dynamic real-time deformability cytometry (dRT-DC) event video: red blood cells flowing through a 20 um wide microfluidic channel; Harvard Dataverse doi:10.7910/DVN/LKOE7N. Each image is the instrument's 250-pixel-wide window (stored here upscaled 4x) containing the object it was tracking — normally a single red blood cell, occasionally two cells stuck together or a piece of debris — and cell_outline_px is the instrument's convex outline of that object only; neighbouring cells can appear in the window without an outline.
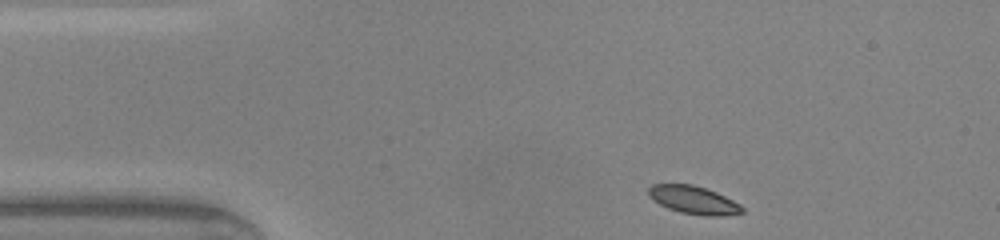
{"species": "common noctule bat (a hibernating species)", "species_latin": "Nyctalus noctula", "temperature_condition": "warm", "stored_images_in_passage": 41, "camera_frame_rate_fps": 3000, "um_per_image_px": 0.085, "animal": {"sex": "male", "body_mass_g": 20.0, "forearm_length_mm": 53.3}, "frame": {"image": 1, "passage_image": 1, "time_ms": 0.0, "image_size_px": [1000, 240], "cell_outline_px": [[744, 212], [724, 216], [704, 216], [680, 212], [668, 208], [660, 204], [648, 196], [648, 188], [652, 184], [692, 184], [716, 192], [740, 204], [744, 208]], "centroid_in_image_um": [58.96, 17.0], "position_along_channel_um": 26.0, "area_um2": 15.26}}
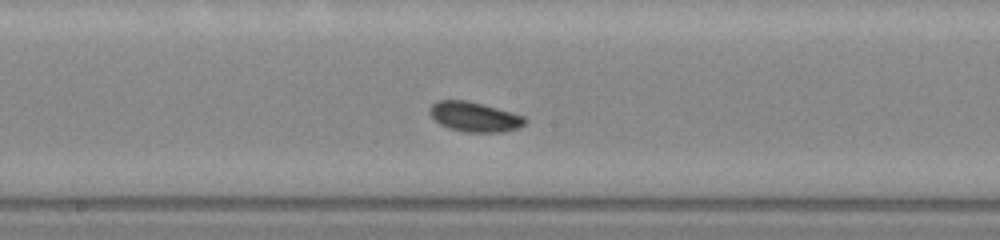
{"frame": {"image": 2, "passage_image": 18, "time_ms": 5.667, "image_size_px": [1000, 240], "cell_outline_px": [[528, 120], [524, 124], [516, 128], [500, 132], [464, 132], [448, 128], [440, 124], [428, 112], [432, 104], [436, 100], [464, 100], [496, 108], [524, 116]], "centroid_in_image_um": [40.3, 9.93], "position_along_channel_um": 207.9, "area_um2": 16.3}}
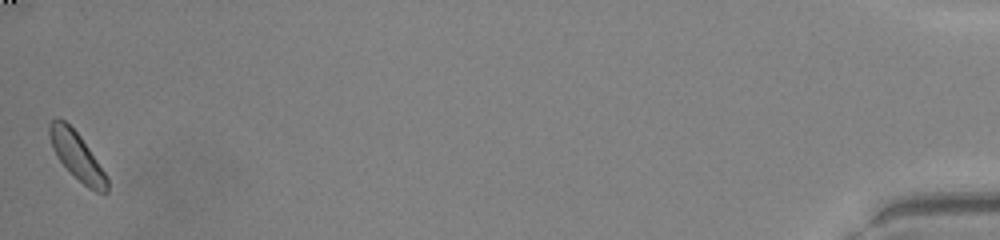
{"frame": {"image": 3, "passage_image": 41, "time_ms": 13.333, "image_size_px": [1000, 240], "cell_outline_px": [[108, 192], [104, 196], [88, 188], [56, 156], [52, 148], [48, 132], [48, 124], [52, 120], [64, 120], [80, 136], [104, 172], [108, 180]], "centroid_in_image_um": [6.55, 13.29], "position_along_channel_um": 428.7, "area_um2": 15.49}, "authors_computed_cell_mechanics": {"area_um2": 16.0684, "velocity_mm_per_s": 4.2029, "shape_relaxation_time_tau1_ms": 1.8703, "shape_relaxation_time_tau2_ms": null, "deformation_change_tau1": 0.0787, "deformation_change_tau2": null}}